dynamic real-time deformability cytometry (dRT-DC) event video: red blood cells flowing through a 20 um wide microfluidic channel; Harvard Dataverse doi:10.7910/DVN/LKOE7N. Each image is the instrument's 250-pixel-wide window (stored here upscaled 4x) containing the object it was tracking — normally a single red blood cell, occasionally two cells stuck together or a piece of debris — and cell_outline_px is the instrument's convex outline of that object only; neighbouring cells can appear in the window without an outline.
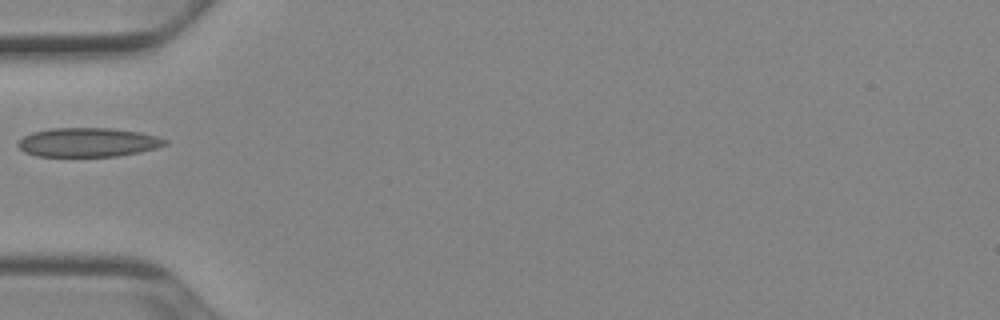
{"species": "Egyptian fruit bat (a non-hibernating species)", "species_latin": "Rousettus aegyptiacus", "temperature_condition": "cold", "stored_images_in_passage": 29, "camera_frame_rate_fps": 3000, "um_per_image_px": 0.085, "animal": {"sex": "female"}, "frame": {"image": 1, "passage_image": 1, "time_ms": 0.0, "image_size_px": [1000, 320], "cell_outline_px": [[168, 144], [156, 148], [140, 152], [116, 156], [36, 156], [24, 152], [16, 144], [24, 136], [32, 132], [52, 128], [112, 128], [140, 132], [156, 136], [168, 140]], "centroid_in_image_um": [7.49, 12.09], "position_along_channel_um": 77.5, "area_um2": 24.91}}
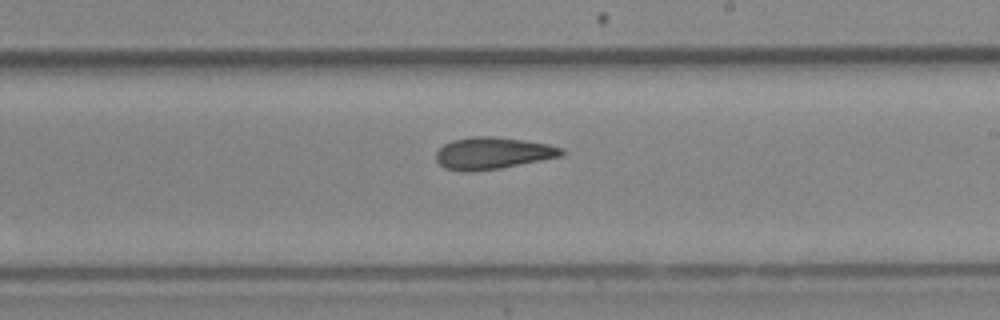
{"frame": {"image": 2, "passage_image": 14, "time_ms": 4.333, "image_size_px": [1000, 320], "cell_outline_px": [[564, 152], [560, 156], [500, 168], [468, 172], [464, 172], [444, 168], [436, 160], [436, 152], [444, 144], [452, 140], [472, 136], [492, 136], [548, 144], [564, 148]], "centroid_in_image_um": [41.83, 13.02], "position_along_channel_um": 247.2, "area_um2": 23.12}}
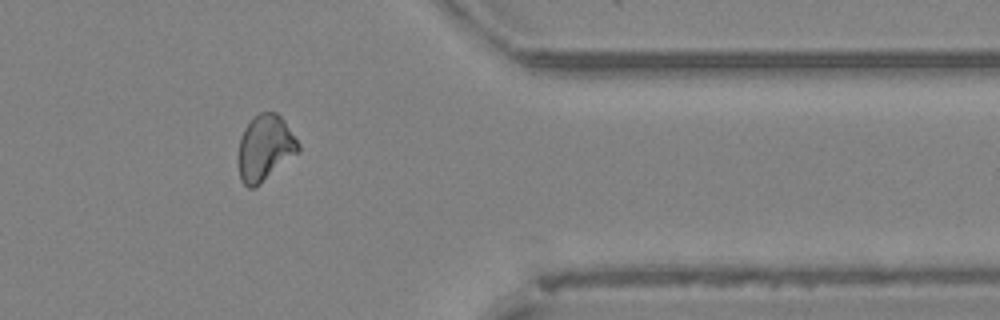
{"frame": {"image": 3, "passage_image": 26, "time_ms": 8.333, "image_size_px": [1000, 320], "cell_outline_px": [[300, 152], [256, 188], [248, 188], [240, 180], [236, 160], [240, 136], [244, 128], [252, 116], [260, 112], [276, 112], [284, 120], [300, 144]], "centroid_in_image_um": [22.5, 12.6], "position_along_channel_um": 388.9, "area_um2": 23.81}}